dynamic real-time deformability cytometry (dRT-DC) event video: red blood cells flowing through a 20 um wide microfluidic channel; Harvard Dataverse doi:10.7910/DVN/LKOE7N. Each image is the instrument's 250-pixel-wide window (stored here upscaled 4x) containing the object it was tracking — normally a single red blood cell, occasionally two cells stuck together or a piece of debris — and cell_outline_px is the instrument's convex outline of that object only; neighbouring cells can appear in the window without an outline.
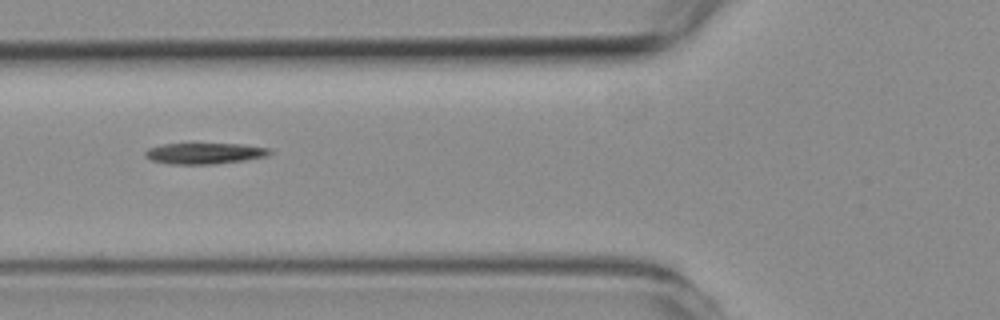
{"species": "common noctule bat (a hibernating species)", "species_latin": "Nyctalus noctula", "temperature_condition": "room temperature", "stored_images_in_passage": 8, "camera_frame_rate_fps": 3000, "um_per_image_px": 0.085, "animal": {"sex": "female", "body_mass_g": 19.3, "forearm_length_mm": 54.1}, "frame": {"image": 1, "passage_image": 5, "time_ms": 5.667, "image_size_px": [1000, 320], "cell_outline_px": [[272, 152], [268, 156], [244, 160], [216, 164], [168, 164], [152, 160], [144, 156], [144, 152], [148, 148], [164, 144], [244, 144], [268, 148]], "centroid_in_image_um": [17.39, 13.04], "position_along_channel_um": 108.4, "area_um2": 15.26}}
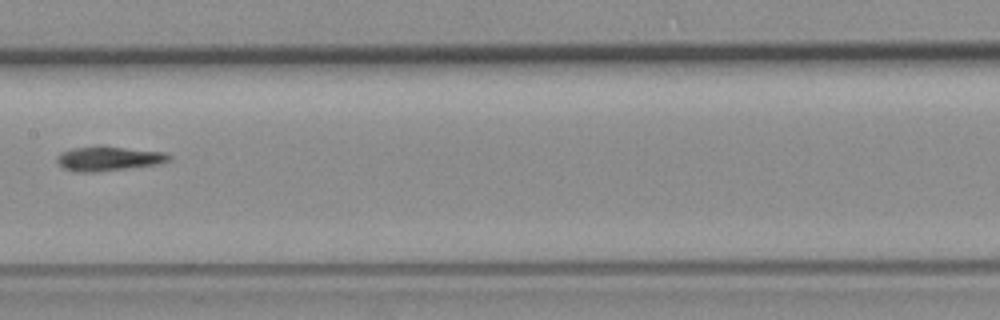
{"frame": {"image": 2, "passage_image": 7, "time_ms": 8.0, "image_size_px": [1000, 320], "cell_outline_px": [[172, 160], [156, 164], [96, 172], [80, 172], [64, 168], [56, 160], [60, 152], [72, 148], [124, 148], [164, 152], [172, 156]], "centroid_in_image_um": [9.25, 13.5], "position_along_channel_um": 198.2, "area_um2": 15.2}}
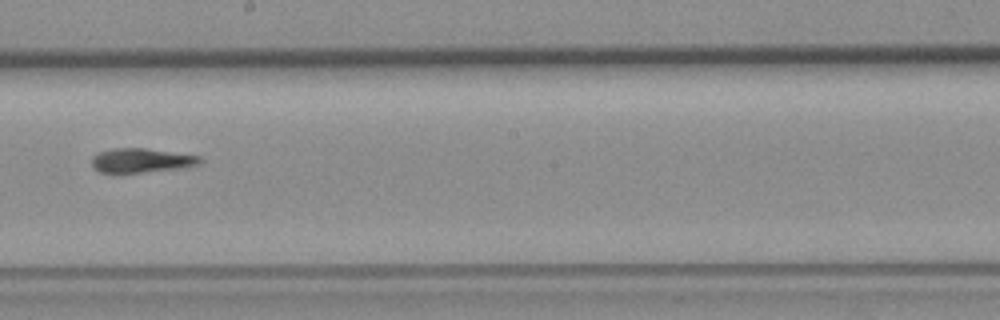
{"frame": {"image": 3, "passage_image": 8, "time_ms": 9.0, "image_size_px": [1000, 320], "cell_outline_px": [[204, 160], [200, 164], [184, 168], [120, 176], [112, 176], [100, 172], [92, 168], [92, 156], [100, 152], [112, 148], [144, 148], [200, 156]], "centroid_in_image_um": [11.96, 13.7], "position_along_channel_um": 236.2, "area_um2": 16.3}}